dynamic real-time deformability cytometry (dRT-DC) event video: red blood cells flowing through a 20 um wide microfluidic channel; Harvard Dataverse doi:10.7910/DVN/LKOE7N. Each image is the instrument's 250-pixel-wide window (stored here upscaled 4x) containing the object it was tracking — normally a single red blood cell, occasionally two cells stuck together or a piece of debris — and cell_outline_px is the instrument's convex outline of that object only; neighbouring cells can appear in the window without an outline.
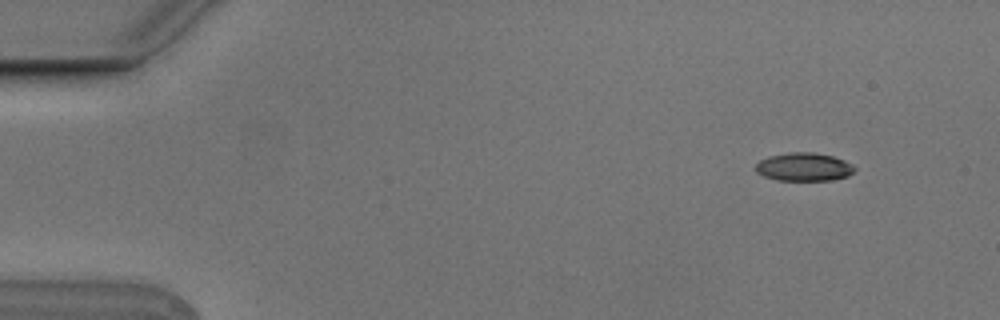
{"species": "Egyptian fruit bat (a non-hibernating species)", "species_latin": "Rousettus aegyptiacus", "temperature_condition": "cold", "stored_images_in_passage": 4, "camera_frame_rate_fps": 3000, "um_per_image_px": 0.085, "animal": {"sex": "male"}, "frame": {"image": 1, "passage_image": 1, "time_ms": 0.0, "image_size_px": [1000, 320], "cell_outline_px": [[856, 172], [848, 176], [832, 180], [776, 180], [764, 176], [756, 172], [756, 164], [760, 160], [768, 156], [788, 152], [812, 152], [832, 156], [844, 160], [852, 164], [856, 168]], "centroid_in_image_um": [68.35, 14.19], "position_along_channel_um": 16.6, "area_um2": 16.42}}
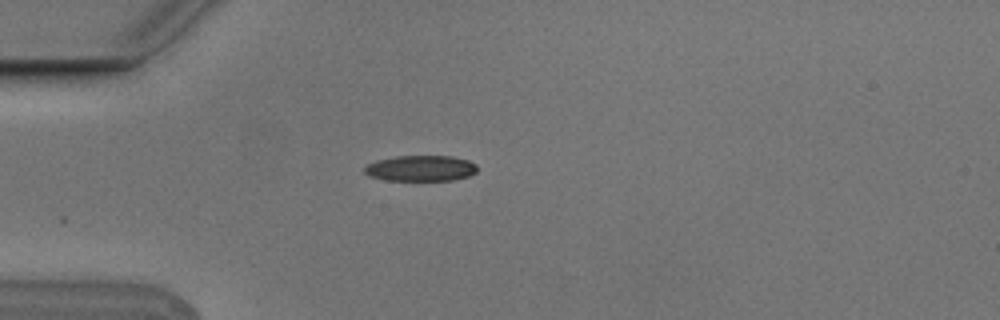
{"frame": {"image": 2, "passage_image": 4, "time_ms": 1.0, "image_size_px": [1000, 320], "cell_outline_px": [[476, 172], [468, 176], [452, 180], [384, 180], [368, 176], [364, 172], [364, 168], [368, 164], [376, 160], [396, 156], [452, 156], [468, 160], [476, 164]], "centroid_in_image_um": [35.74, 14.3], "position_along_channel_um": 49.3, "area_um2": 16.94}}